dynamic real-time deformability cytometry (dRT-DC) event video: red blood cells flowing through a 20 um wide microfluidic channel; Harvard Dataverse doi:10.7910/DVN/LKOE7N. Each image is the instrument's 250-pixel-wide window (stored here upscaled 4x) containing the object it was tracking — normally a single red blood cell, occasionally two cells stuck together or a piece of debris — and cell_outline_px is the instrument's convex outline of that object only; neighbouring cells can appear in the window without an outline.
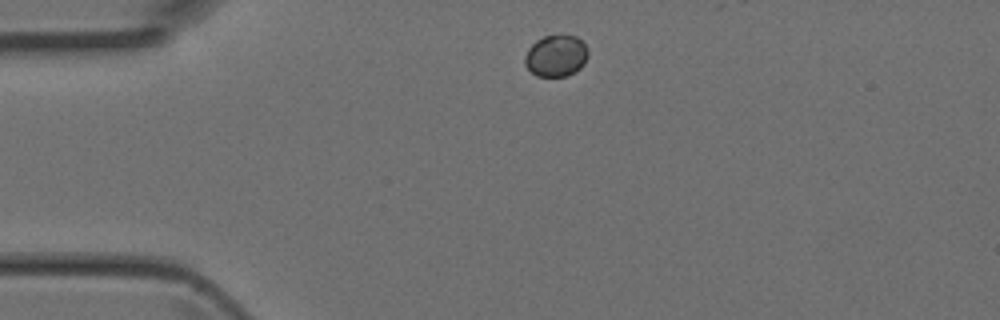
{"species": "Egyptian fruit bat (a non-hibernating species)", "species_latin": "Rousettus aegyptiacus", "temperature_condition": "room temperature", "stored_images_in_passage": 4, "camera_frame_rate_fps": 3000, "um_per_image_px": 0.085, "animal": {"sex": "female"}, "frame": {"image": 1, "passage_image": 1, "time_ms": 0.0, "image_size_px": [1000, 320], "cell_outline_px": [[588, 56], [584, 64], [580, 68], [564, 76], [536, 76], [524, 64], [524, 56], [528, 48], [536, 40], [544, 36], [576, 36], [588, 48]], "centroid_in_image_um": [47.24, 4.74], "position_along_channel_um": 37.8, "area_um2": 15.2}}
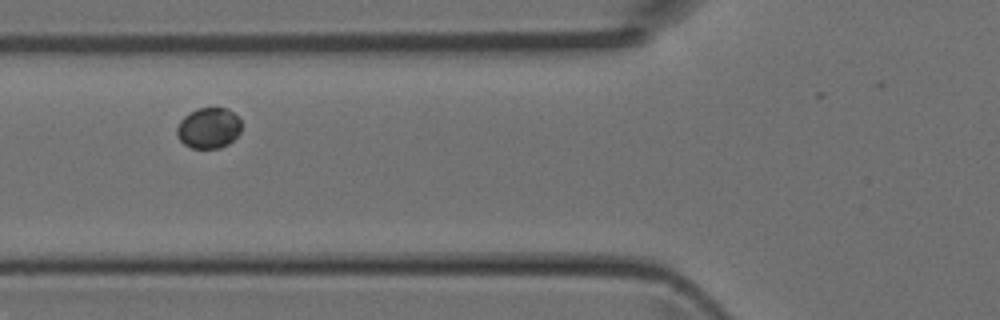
{"frame": {"image": 2, "passage_image": 3, "time_ms": 0.667, "image_size_px": [1000, 320], "cell_outline_px": [[240, 132], [228, 144], [220, 148], [192, 148], [184, 144], [180, 140], [176, 132], [176, 128], [180, 120], [184, 116], [196, 108], [228, 108], [240, 120]], "centroid_in_image_um": [17.71, 10.88], "position_along_channel_um": 108.1, "area_um2": 15.26}}
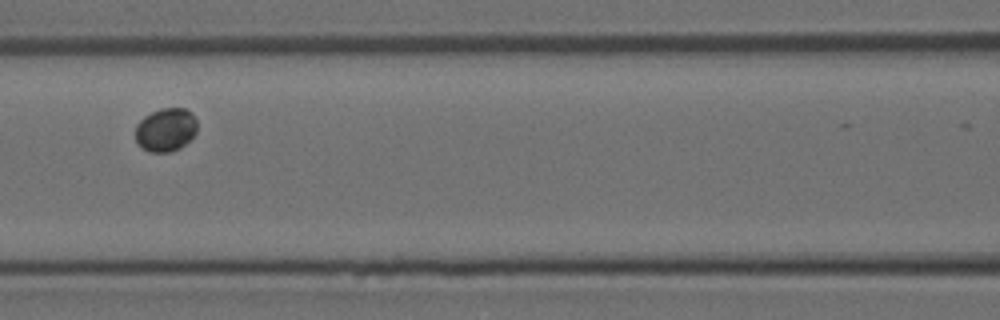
{"frame": {"image": 3, "passage_image": 4, "time_ms": 1.0, "image_size_px": [1000, 320], "cell_outline_px": [[196, 132], [180, 148], [168, 152], [148, 152], [136, 140], [136, 124], [144, 116], [160, 108], [184, 108], [192, 112], [196, 120]], "centroid_in_image_um": [14.09, 11.01], "position_along_channel_um": 152.5, "area_um2": 15.49}}